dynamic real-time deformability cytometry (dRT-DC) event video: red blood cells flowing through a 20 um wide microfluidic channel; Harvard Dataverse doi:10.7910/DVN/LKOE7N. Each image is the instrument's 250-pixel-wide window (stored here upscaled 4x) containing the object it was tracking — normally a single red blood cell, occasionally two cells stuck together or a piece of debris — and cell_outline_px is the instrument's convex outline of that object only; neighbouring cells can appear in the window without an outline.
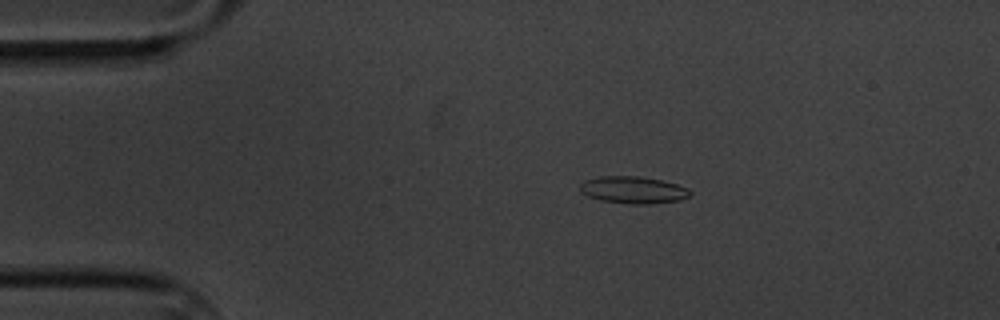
{"species": "common noctule bat (a hibernating species)", "species_latin": "Nyctalus noctula", "temperature_condition": "cold", "stored_images_in_passage": 9, "camera_frame_rate_fps": 3000, "um_per_image_px": 0.085, "animal": {"sex": "male", "body_mass_g": 20.1, "forearm_length_mm": 53.5}, "frame": {"image": 1, "passage_image": 3, "time_ms": 2.333, "image_size_px": [1000, 320], "cell_outline_px": [[692, 192], [688, 196], [680, 200], [652, 204], [628, 204], [600, 200], [588, 196], [580, 192], [580, 184], [584, 180], [600, 176], [636, 176], [660, 180], [676, 184], [688, 188]], "centroid_in_image_um": [53.8, 16.15], "position_along_channel_um": 31.2, "area_um2": 17.4}}
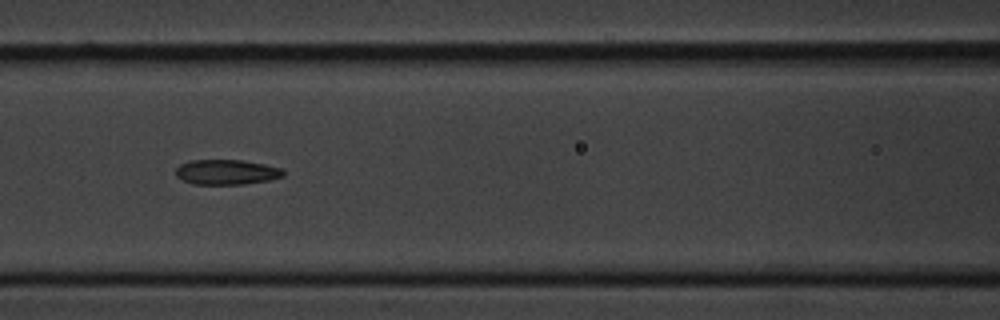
{"frame": {"image": 2, "passage_image": 7, "time_ms": 7.0, "image_size_px": [1000, 320], "cell_outline_px": [[284, 176], [268, 180], [244, 184], [196, 184], [184, 180], [176, 176], [176, 168], [180, 164], [188, 160], [240, 160], [264, 164], [284, 168]], "centroid_in_image_um": [19.27, 14.62], "position_along_channel_um": 147.3, "area_um2": 15.66}}
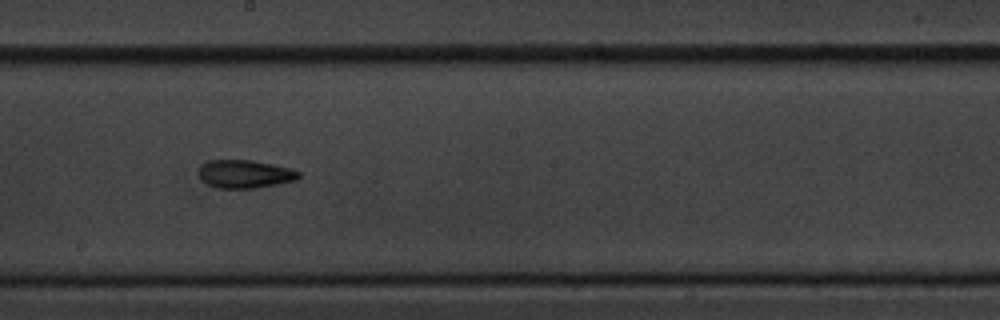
{"frame": {"image": 3, "passage_image": 9, "time_ms": 9.333, "image_size_px": [1000, 320], "cell_outline_px": [[300, 176], [296, 180], [256, 188], [216, 188], [200, 180], [200, 168], [208, 160], [252, 160], [292, 168], [300, 172]], "centroid_in_image_um": [20.83, 14.79], "position_along_channel_um": 227.4, "area_um2": 16.36}}